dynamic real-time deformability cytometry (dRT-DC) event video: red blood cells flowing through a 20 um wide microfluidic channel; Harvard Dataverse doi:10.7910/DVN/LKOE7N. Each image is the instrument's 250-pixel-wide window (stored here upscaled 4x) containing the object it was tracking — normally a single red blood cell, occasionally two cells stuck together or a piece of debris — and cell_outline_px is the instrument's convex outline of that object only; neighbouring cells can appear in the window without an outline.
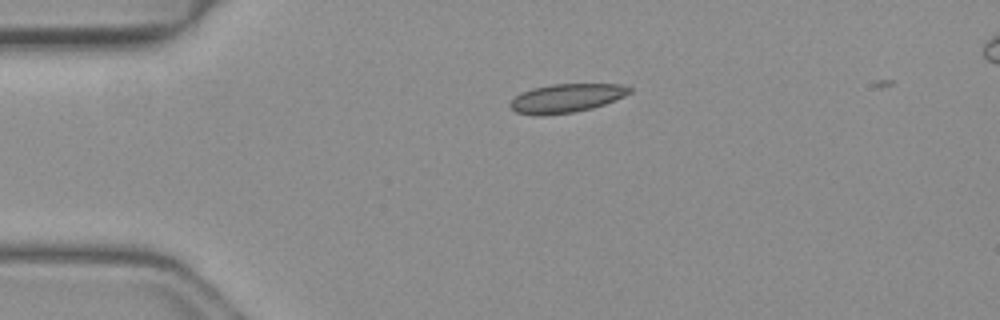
{"species": "common noctule bat (a hibernating species)", "species_latin": "Nyctalus noctula", "temperature_condition": "warm", "stored_images_in_passage": 38, "camera_frame_rate_fps": 3000, "um_per_image_px": 0.085, "animal": {"sex": "female", "body_mass_g": 19.3, "forearm_length_mm": 54.1}, "frame": {"image": 1, "passage_image": 1, "time_ms": 0.0, "image_size_px": [1000, 320], "cell_outline_px": [[632, 92], [624, 96], [604, 104], [592, 108], [572, 112], [544, 116], [536, 116], [516, 112], [508, 104], [520, 92], [532, 88], [552, 84], [620, 84], [632, 88]], "centroid_in_image_um": [48.12, 8.34], "position_along_channel_um": 36.9, "area_um2": 20.0}}
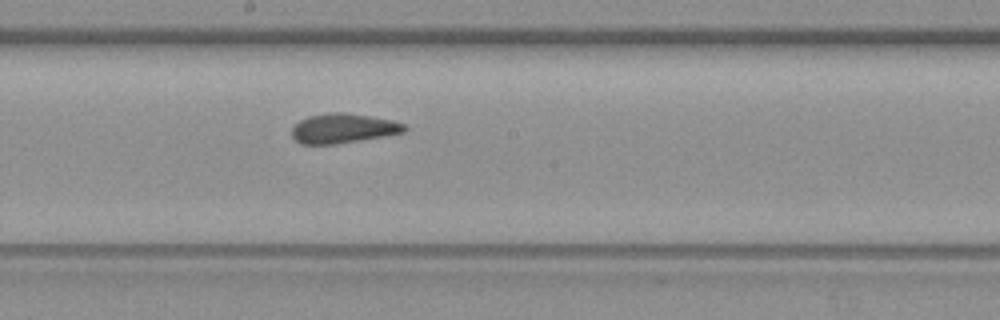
{"frame": {"image": 2, "passage_image": 17, "time_ms": 5.333, "image_size_px": [1000, 320], "cell_outline_px": [[408, 128], [404, 132], [384, 136], [336, 144], [300, 144], [292, 136], [292, 128], [300, 120], [308, 116], [332, 112], [344, 112], [392, 120], [404, 124]], "centroid_in_image_um": [29.16, 10.91], "position_along_channel_um": 219.0, "area_um2": 19.31}}
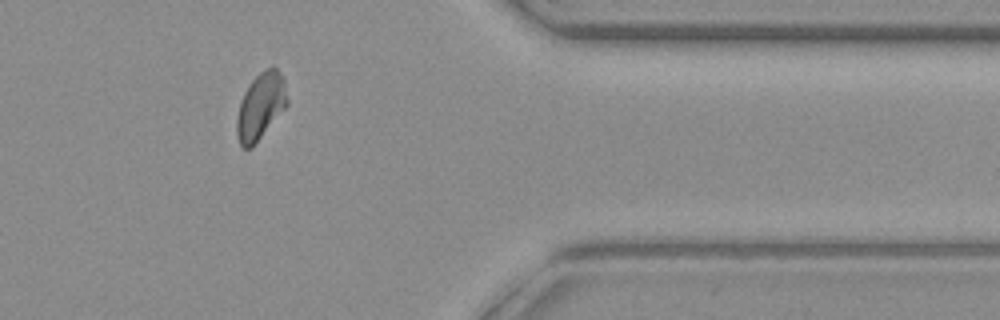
{"frame": {"image": 3, "passage_image": 31, "time_ms": 10.0, "image_size_px": [1000, 320], "cell_outline_px": [[288, 104], [252, 148], [244, 148], [240, 144], [236, 132], [236, 120], [240, 100], [244, 92], [252, 80], [264, 68], [272, 64], [276, 68], [284, 80], [288, 100]], "centroid_in_image_um": [22.15, 9.01], "position_along_channel_um": 389.3, "area_um2": 19.59}, "authors_computed_cell_mechanics": {"area_um2": 19.4497, "velocity_mm_per_s": 4.0992, "shape_relaxation_time_tau1_ms": 9.6498, "shape_relaxation_time_tau2_ms": 1.4332, "deformation_change_tau1": 0.1707, "deformation_change_tau2": 0.0429}}